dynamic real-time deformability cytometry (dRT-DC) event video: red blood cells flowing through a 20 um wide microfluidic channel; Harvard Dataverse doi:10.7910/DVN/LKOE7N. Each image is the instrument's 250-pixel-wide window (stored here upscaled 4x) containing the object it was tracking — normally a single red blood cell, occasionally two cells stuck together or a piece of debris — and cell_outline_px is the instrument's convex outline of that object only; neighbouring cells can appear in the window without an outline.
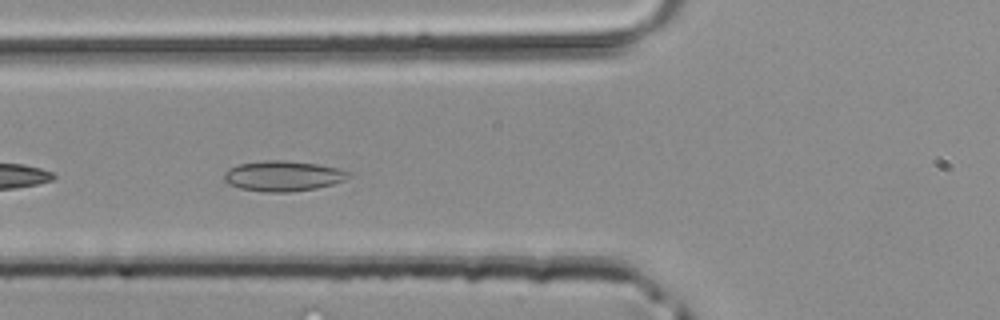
{"species": "common noctule bat (a hibernating species)", "species_latin": "Nyctalus noctula", "temperature_condition": "room temperature", "stored_images_in_passage": 46, "camera_frame_rate_fps": 3000, "um_per_image_px": 0.085, "animal": {"sex": "male", "body_mass_g": 20.4}, "frame": {"image": 1, "passage_image": 18, "time_ms": 5.667, "image_size_px": [1000, 320], "cell_outline_px": [[352, 176], [344, 180], [332, 184], [316, 188], [288, 192], [268, 192], [240, 188], [228, 184], [224, 180], [224, 172], [228, 168], [240, 164], [264, 160], [284, 160], [316, 164], [336, 168], [352, 172]], "centroid_in_image_um": [24.05, 14.95], "position_along_channel_um": 101.7, "area_um2": 21.96}}
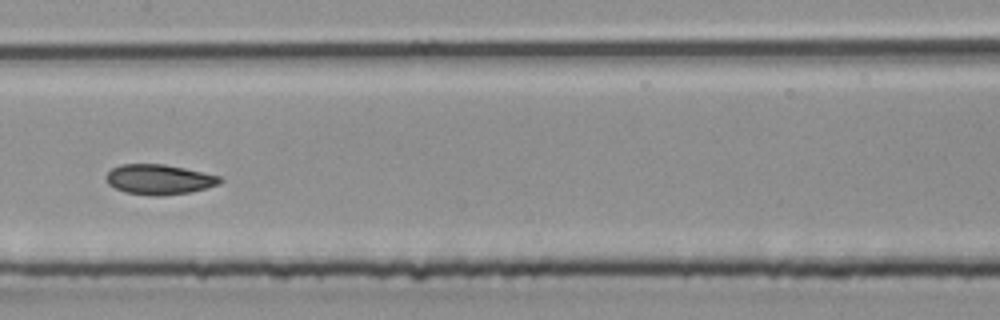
{"frame": {"image": 2, "passage_image": 24, "time_ms": 7.667, "image_size_px": [1000, 320], "cell_outline_px": [[224, 180], [220, 184], [208, 188], [188, 192], [160, 196], [156, 196], [124, 192], [108, 184], [104, 180], [104, 176], [112, 168], [120, 164], [164, 164], [184, 168], [220, 176]], "centroid_in_image_um": [13.51, 15.25], "position_along_channel_um": 193.9, "area_um2": 20.06}}
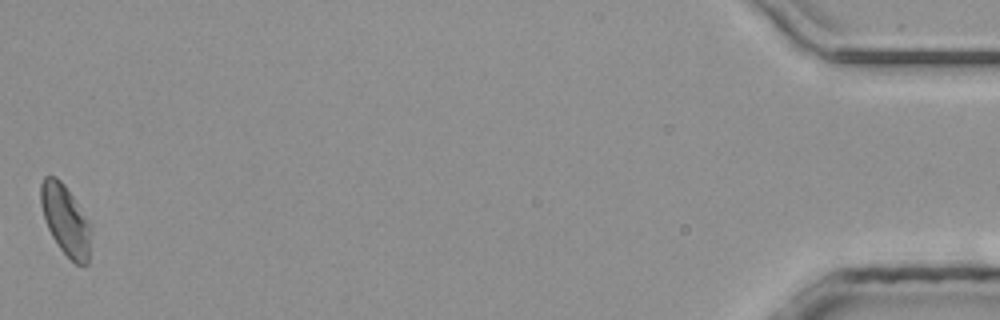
{"frame": {"image": 3, "passage_image": 46, "time_ms": 15.0, "image_size_px": [1000, 320], "cell_outline_px": [[92, 228], [88, 264], [76, 264], [60, 248], [52, 236], [48, 228], [40, 204], [40, 184], [44, 176], [56, 176], [64, 184], [88, 220]], "centroid_in_image_um": [5.57, 18.69], "position_along_channel_um": 429.6, "area_um2": 20.4}}